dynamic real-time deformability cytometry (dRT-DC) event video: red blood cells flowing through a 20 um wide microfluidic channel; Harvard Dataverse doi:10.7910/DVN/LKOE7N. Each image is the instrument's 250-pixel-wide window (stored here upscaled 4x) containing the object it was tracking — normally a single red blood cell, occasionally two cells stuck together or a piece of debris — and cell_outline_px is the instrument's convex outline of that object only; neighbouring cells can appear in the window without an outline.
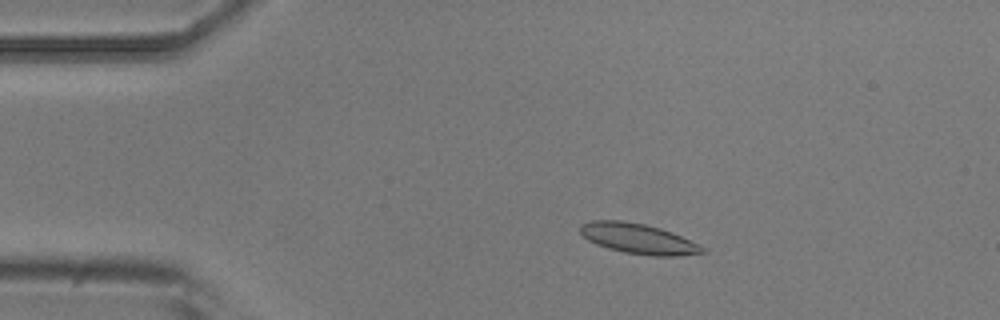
{"species": "common noctule bat (a hibernating species)", "species_latin": "Nyctalus noctula", "temperature_condition": "room temperature", "stored_images_in_passage": 18, "camera_frame_rate_fps": 3000, "um_per_image_px": 0.085, "animal": {"sex": "male", "body_mass_g": 20.5, "forearm_length_mm": 52.5}, "frame": {"image": 1, "passage_image": 11, "time_ms": 3.333, "image_size_px": [1000, 320], "cell_outline_px": [[708, 252], [680, 256], [652, 256], [624, 252], [608, 248], [596, 244], [588, 240], [580, 232], [580, 224], [592, 220], [620, 220], [644, 224], [660, 228], [672, 232], [700, 244]], "centroid_in_image_um": [54.28, 20.29], "position_along_channel_um": 30.7, "area_um2": 21.62}}